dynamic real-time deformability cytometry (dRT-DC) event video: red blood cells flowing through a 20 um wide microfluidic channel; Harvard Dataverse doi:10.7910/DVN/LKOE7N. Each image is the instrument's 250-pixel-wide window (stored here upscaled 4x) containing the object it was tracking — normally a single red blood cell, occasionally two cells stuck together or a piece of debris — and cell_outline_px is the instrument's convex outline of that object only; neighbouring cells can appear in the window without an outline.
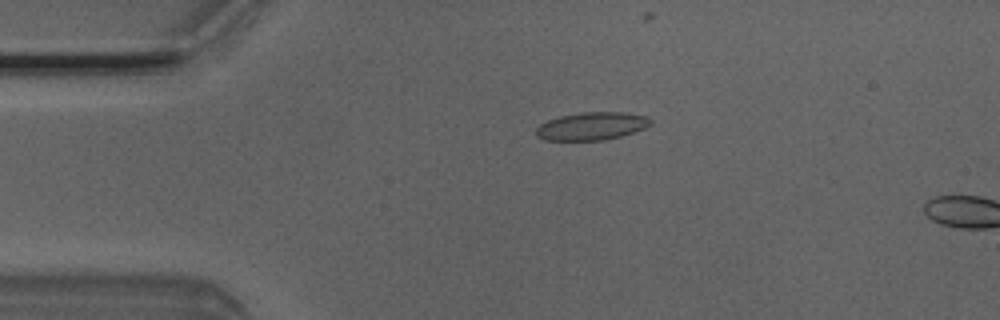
{"species": "Egyptian fruit bat (a non-hibernating species)", "species_latin": "Rousettus aegyptiacus", "temperature_condition": "room temperature", "stored_images_in_passage": 3, "camera_frame_rate_fps": 3000, "um_per_image_px": 0.085, "animal": {"sex": "male"}, "frame": {"image": 1, "passage_image": 2, "time_ms": 0.333, "image_size_px": [1000, 320], "cell_outline_px": [[652, 124], [644, 128], [620, 136], [604, 140], [544, 140], [536, 136], [536, 128], [540, 124], [548, 120], [560, 116], [584, 112], [628, 112], [648, 116], [652, 120]], "centroid_in_image_um": [50.31, 10.71], "position_along_channel_um": 34.7, "area_um2": 18.61}}